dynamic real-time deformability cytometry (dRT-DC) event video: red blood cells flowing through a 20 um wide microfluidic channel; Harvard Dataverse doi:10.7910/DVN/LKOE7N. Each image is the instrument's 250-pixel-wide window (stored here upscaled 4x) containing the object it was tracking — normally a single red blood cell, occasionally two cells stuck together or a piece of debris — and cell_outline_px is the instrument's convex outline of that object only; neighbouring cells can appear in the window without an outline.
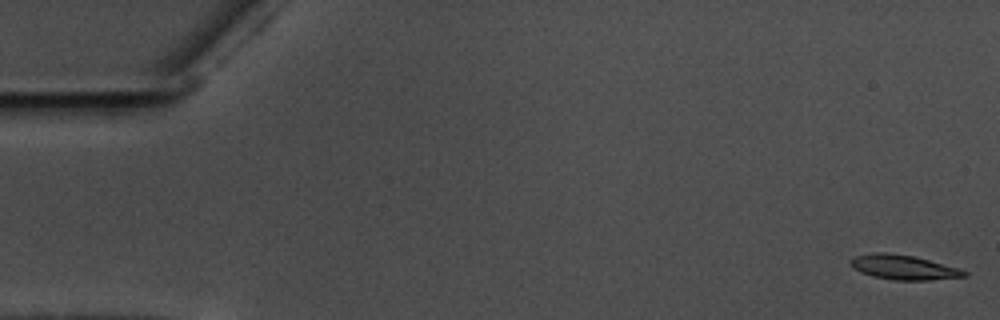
{"species": "common noctule bat (a hibernating species)", "species_latin": "Nyctalus noctula", "temperature_condition": "warm", "stored_images_in_passage": 58, "camera_frame_rate_fps": 3000, "um_per_image_px": 0.085, "animal": {"sex": "male", "body_mass_g": 17.5, "forearm_length_mm": 52.3}, "frame": {"image": 1, "passage_image": 1, "time_ms": 0.0, "image_size_px": [1000, 320], "cell_outline_px": [[968, 276], [928, 280], [896, 280], [872, 276], [860, 272], [852, 268], [848, 260], [856, 256], [876, 252], [884, 252], [912, 256], [960, 268], [968, 272]], "centroid_in_image_um": [76.79, 22.72], "position_along_channel_um": 8.2, "area_um2": 16.24}}
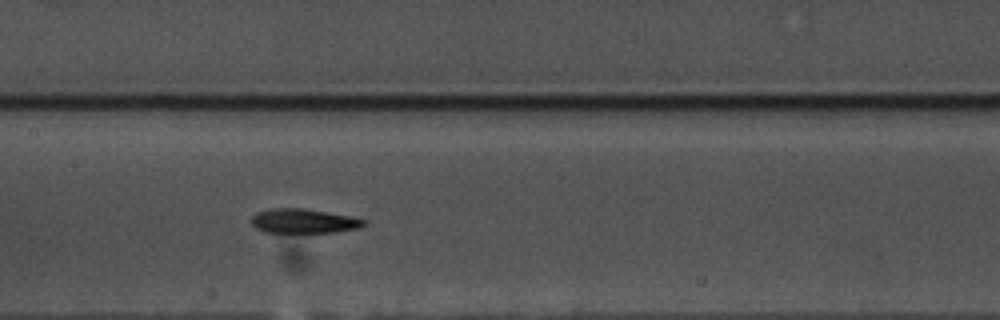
{"frame": {"image": 2, "passage_image": 28, "time_ms": 9.0, "image_size_px": [1000, 320], "cell_outline_px": [[368, 224], [360, 228], [336, 232], [264, 232], [256, 228], [248, 220], [256, 212], [268, 208], [304, 208], [352, 216], [368, 220]], "centroid_in_image_um": [25.83, 18.78], "position_along_channel_um": 181.6, "area_um2": 16.36}}
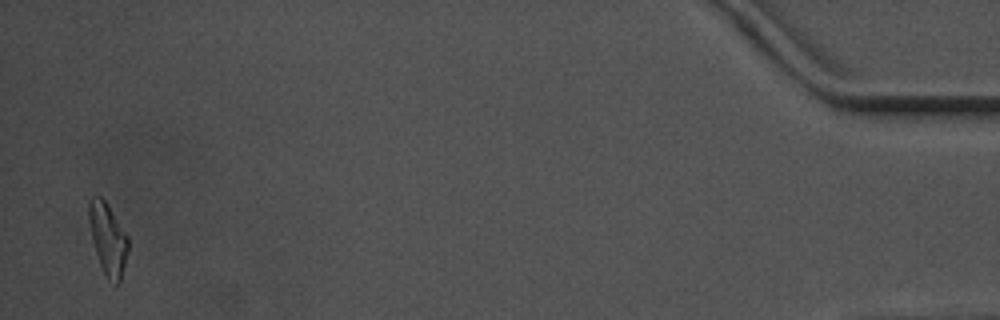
{"frame": {"image": 3, "passage_image": 56, "time_ms": 18.333, "image_size_px": [1000, 320], "cell_outline_px": [[128, 248], [120, 284], [116, 284], [108, 280], [100, 264], [96, 252], [88, 220], [88, 200], [92, 196], [100, 196], [104, 200], [128, 236]], "centroid_in_image_um": [9.16, 20.3], "position_along_channel_um": 426.0, "area_um2": 16.13}, "authors_computed_cell_mechanics": {"area_um2": 16.3574, "velocity_mm_per_s": 3.5837, "shape_relaxation_time_tau1_ms": 4.2475, "shape_relaxation_time_tau2_ms": 5.1753, "deformation_change_tau1": 0.1847, "deformation_change_tau2": 0.1406}}